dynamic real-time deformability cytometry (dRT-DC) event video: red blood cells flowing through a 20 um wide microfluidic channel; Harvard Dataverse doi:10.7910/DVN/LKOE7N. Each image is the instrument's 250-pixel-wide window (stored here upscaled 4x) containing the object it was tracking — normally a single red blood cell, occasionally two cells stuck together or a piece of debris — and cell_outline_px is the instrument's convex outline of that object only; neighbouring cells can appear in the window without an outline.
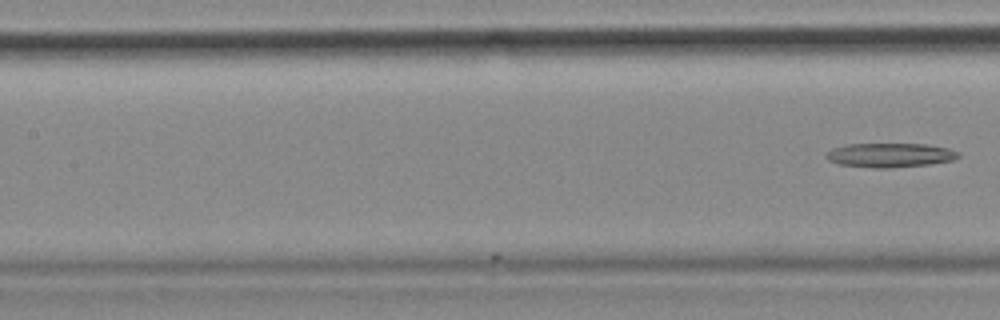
{"species": "common noctule bat (a hibernating species)", "species_latin": "Nyctalus noctula", "temperature_condition": "cold", "stored_images_in_passage": 20, "camera_frame_rate_fps": 3000, "um_per_image_px": 0.085, "animal": {"sex": "female", "body_mass_g": 18.4}, "frame": {"image": 1, "passage_image": 20, "time_ms": 6.333, "image_size_px": [1000, 320], "cell_outline_px": [[960, 156], [952, 160], [928, 164], [884, 168], [872, 168], [840, 164], [828, 160], [824, 156], [832, 148], [848, 144], [928, 144], [948, 148], [960, 152]], "centroid_in_image_um": [75.65, 13.18], "position_along_channel_um": 131.8, "area_um2": 18.55}}